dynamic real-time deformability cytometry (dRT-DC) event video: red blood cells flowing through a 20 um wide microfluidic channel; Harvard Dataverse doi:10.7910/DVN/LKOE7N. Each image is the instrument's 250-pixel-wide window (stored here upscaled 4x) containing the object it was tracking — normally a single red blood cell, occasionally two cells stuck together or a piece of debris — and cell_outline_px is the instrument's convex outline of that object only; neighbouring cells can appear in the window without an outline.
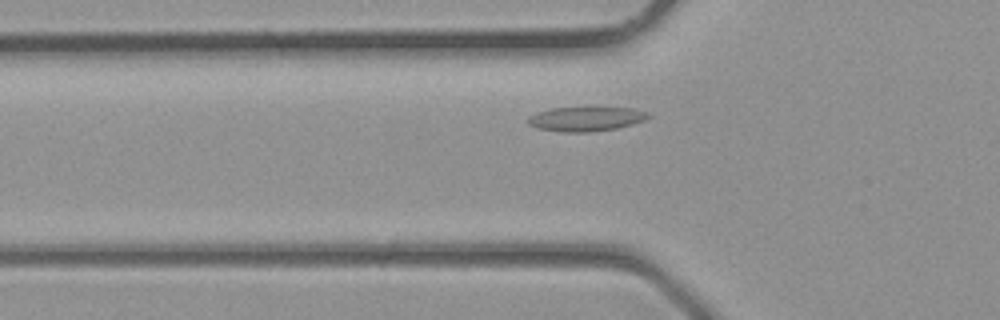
{"species": "common noctule bat (a hibernating species)", "species_latin": "Nyctalus noctula", "temperature_condition": "room temperature", "stored_images_in_passage": 3, "camera_frame_rate_fps": 3000, "um_per_image_px": 0.085, "animal": {"sex": "male", "body_mass_g": 23.1, "forearm_length_mm": 52.7}, "frame": {"image": 1, "passage_image": 3, "time_ms": 0.667, "image_size_px": [1000, 320], "cell_outline_px": [[652, 116], [644, 120], [632, 124], [616, 128], [592, 132], [564, 132], [540, 128], [528, 124], [528, 116], [536, 112], [548, 108], [592, 104], [632, 108], [648, 112]], "centroid_in_image_um": [49.83, 10.03], "position_along_channel_um": 76.0, "area_um2": 18.21}}